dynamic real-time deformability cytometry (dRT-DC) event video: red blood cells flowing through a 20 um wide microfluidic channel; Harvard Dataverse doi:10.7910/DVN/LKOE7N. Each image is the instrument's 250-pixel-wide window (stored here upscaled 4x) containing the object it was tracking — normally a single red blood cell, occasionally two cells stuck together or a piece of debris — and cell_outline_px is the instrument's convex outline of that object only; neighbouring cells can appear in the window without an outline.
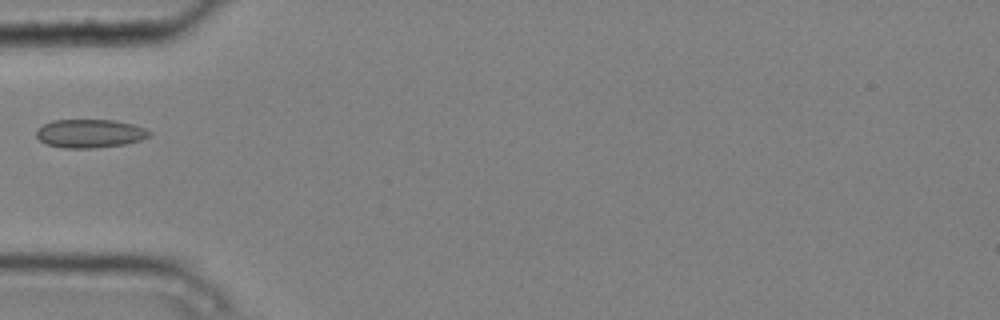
{"species": "common noctule bat (a hibernating species)", "species_latin": "Nyctalus noctula", "temperature_condition": "cold", "stored_images_in_passage": 2, "camera_frame_rate_fps": 3000, "um_per_image_px": 0.085, "animal": {"sex": "male", "body_mass_g": 20.4}, "frame": {"image": 1, "passage_image": 2, "time_ms": 0.333, "image_size_px": [1000, 320], "cell_outline_px": [[152, 136], [140, 140], [124, 144], [96, 148], [64, 148], [44, 144], [36, 136], [36, 128], [52, 120], [112, 120], [132, 124], [144, 128], [152, 132]], "centroid_in_image_um": [7.62, 11.35], "position_along_channel_um": 77.4, "area_um2": 18.9}}